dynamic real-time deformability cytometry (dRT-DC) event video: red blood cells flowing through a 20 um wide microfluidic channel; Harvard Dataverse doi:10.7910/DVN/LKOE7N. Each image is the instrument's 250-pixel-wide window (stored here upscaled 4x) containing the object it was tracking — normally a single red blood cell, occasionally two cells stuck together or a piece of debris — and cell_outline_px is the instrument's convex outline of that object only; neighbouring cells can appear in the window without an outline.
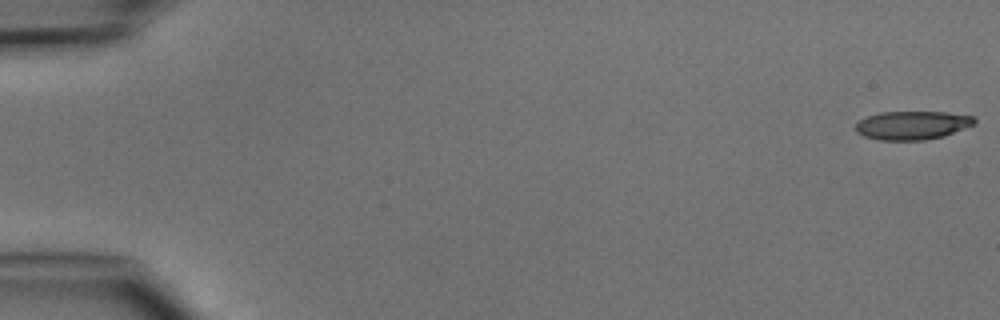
{"species": "common noctule bat (a hibernating species)", "species_latin": "Nyctalus noctula", "temperature_condition": "cold", "stored_images_in_passage": 5, "camera_frame_rate_fps": 3000, "um_per_image_px": 0.085, "animal": {"sex": "male", "body_mass_g": 15.6}, "frame": {"image": 1, "passage_image": 1, "time_ms": 0.0, "image_size_px": [1000, 320], "cell_outline_px": [[976, 124], [944, 136], [924, 140], [880, 140], [864, 136], [856, 132], [856, 124], [860, 120], [868, 116], [880, 112], [948, 112], [976, 116]], "centroid_in_image_um": [77.59, 10.64], "position_along_channel_um": 7.4, "area_um2": 19.88}}
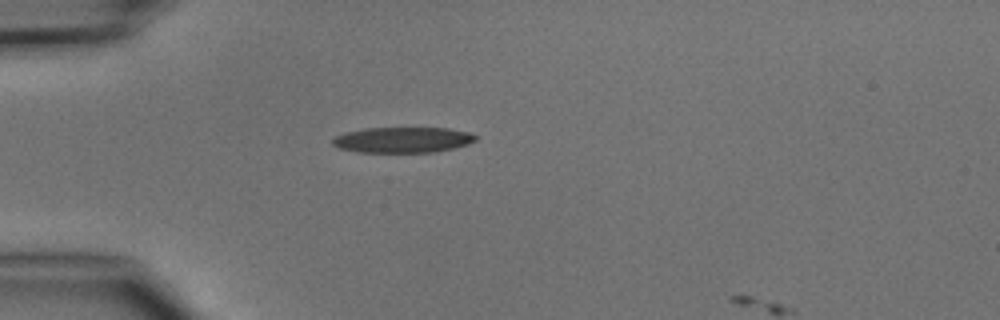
{"frame": {"image": 2, "passage_image": 4, "time_ms": 4.333, "image_size_px": [1000, 320], "cell_outline_px": [[476, 140], [468, 144], [436, 152], [356, 152], [340, 148], [332, 144], [332, 140], [336, 136], [344, 132], [364, 128], [448, 128], [468, 132], [476, 136]], "centroid_in_image_um": [34.21, 11.88], "position_along_channel_um": 50.8, "area_um2": 21.33}}